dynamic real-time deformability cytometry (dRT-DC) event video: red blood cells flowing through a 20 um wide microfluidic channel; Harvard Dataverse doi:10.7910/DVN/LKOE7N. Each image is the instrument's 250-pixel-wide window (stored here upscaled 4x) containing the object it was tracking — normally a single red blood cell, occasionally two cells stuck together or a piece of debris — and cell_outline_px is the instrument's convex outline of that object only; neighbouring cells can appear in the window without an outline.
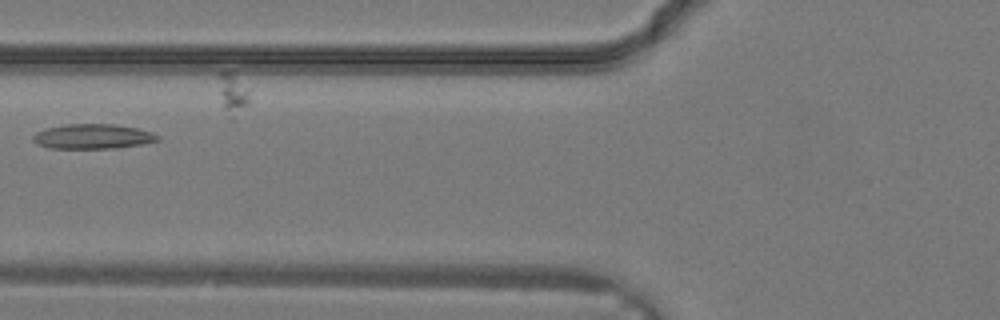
{"species": "common noctule bat (a hibernating species)", "species_latin": "Nyctalus noctula", "temperature_condition": "warm", "stored_images_in_passage": 9, "camera_frame_rate_fps": 3000, "um_per_image_px": 0.085, "animal": {"sex": "male", "body_mass_g": 19.2, "forearm_length_mm": 51.8}, "frame": {"image": 1, "passage_image": 3, "time_ms": 0.667, "image_size_px": [1000, 320], "cell_outline_px": [[160, 140], [144, 144], [116, 148], [48, 148], [36, 144], [32, 140], [32, 136], [36, 132], [48, 128], [68, 124], [112, 124], [136, 128], [152, 132], [160, 136]], "centroid_in_image_um": [7.9, 11.61], "position_along_channel_um": 117.9, "area_um2": 18.03}}
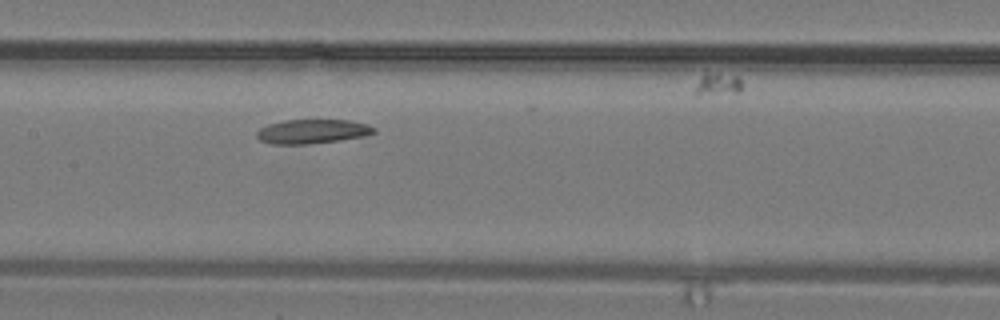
{"frame": {"image": 2, "passage_image": 6, "time_ms": 1.667, "image_size_px": [1000, 320], "cell_outline_px": [[376, 132], [364, 136], [308, 144], [272, 144], [260, 140], [256, 136], [256, 132], [260, 128], [268, 124], [284, 120], [352, 120], [368, 124], [376, 128]], "centroid_in_image_um": [26.55, 11.16], "position_along_channel_um": 180.9, "area_um2": 16.53}}
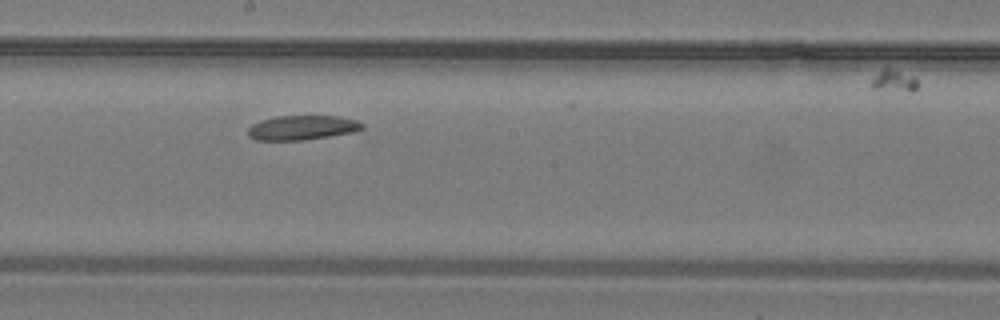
{"frame": {"image": 3, "passage_image": 8, "time_ms": 2.333, "image_size_px": [1000, 320], "cell_outline_px": [[364, 128], [352, 132], [304, 140], [256, 140], [248, 136], [248, 128], [252, 124], [260, 120], [276, 116], [340, 116], [356, 120], [364, 124]], "centroid_in_image_um": [25.66, 10.84], "position_along_channel_um": 222.5, "area_um2": 16.3}}